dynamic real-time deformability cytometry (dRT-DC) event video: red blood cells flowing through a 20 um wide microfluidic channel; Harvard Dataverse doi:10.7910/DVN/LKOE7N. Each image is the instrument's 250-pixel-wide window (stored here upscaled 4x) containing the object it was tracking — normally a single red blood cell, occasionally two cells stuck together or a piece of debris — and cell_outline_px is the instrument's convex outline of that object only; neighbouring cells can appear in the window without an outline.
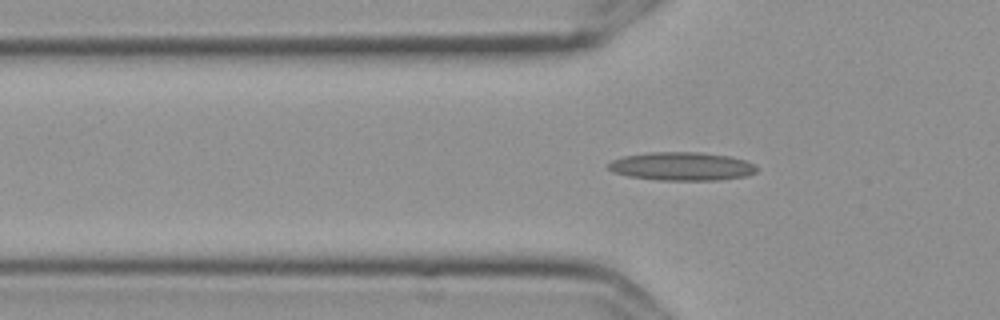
{"species": "Egyptian fruit bat (a non-hibernating species)", "species_latin": "Rousettus aegyptiacus", "temperature_condition": "cold", "stored_images_in_passage": 41, "camera_frame_rate_fps": 3000, "um_per_image_px": 0.085, "frame": {"image": 1, "passage_image": 7, "time_ms": 2.0, "image_size_px": [1000, 320], "cell_outline_px": [[756, 172], [744, 176], [716, 180], [656, 180], [628, 176], [612, 172], [608, 168], [608, 164], [612, 160], [624, 156], [648, 152], [700, 152], [728, 156], [744, 160], [752, 164], [756, 168]], "centroid_in_image_um": [57.89, 14.14], "position_along_channel_um": 67.9, "area_um2": 24.39}}
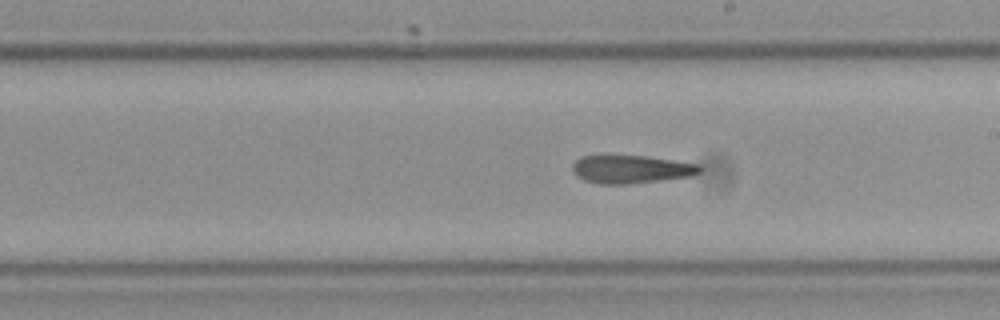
{"frame": {"image": 2, "passage_image": 21, "time_ms": 6.667, "image_size_px": [1000, 320], "cell_outline_px": [[704, 168], [700, 172], [692, 176], [632, 184], [600, 184], [584, 180], [572, 168], [572, 164], [580, 156], [648, 156], [700, 164]], "centroid_in_image_um": [53.72, 14.39], "position_along_channel_um": 235.3, "area_um2": 20.87}}
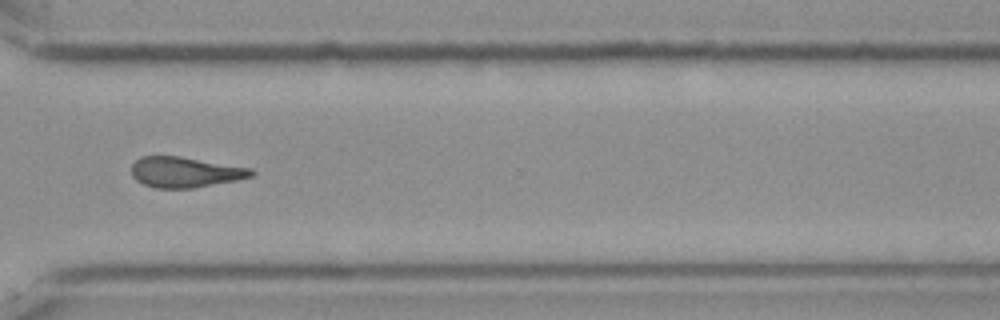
{"frame": {"image": 3, "passage_image": 31, "time_ms": 10.0, "image_size_px": [1000, 320], "cell_outline_px": [[256, 172], [252, 176], [236, 180], [192, 188], [156, 188], [144, 184], [136, 180], [132, 176], [132, 164], [140, 156], [180, 156], [252, 168]], "centroid_in_image_um": [15.73, 14.62], "position_along_channel_um": 354.9, "area_um2": 21.27}, "authors_computed_cell_mechanics": {"area_um2": 22.0796, "velocity_mm_per_s": 3.5914, "shape_relaxation_time_tau1_ms": null, "shape_relaxation_time_tau2_ms": 5.5016, "deformation_change_tau1": null, "deformation_change_tau2": 0.1605}}